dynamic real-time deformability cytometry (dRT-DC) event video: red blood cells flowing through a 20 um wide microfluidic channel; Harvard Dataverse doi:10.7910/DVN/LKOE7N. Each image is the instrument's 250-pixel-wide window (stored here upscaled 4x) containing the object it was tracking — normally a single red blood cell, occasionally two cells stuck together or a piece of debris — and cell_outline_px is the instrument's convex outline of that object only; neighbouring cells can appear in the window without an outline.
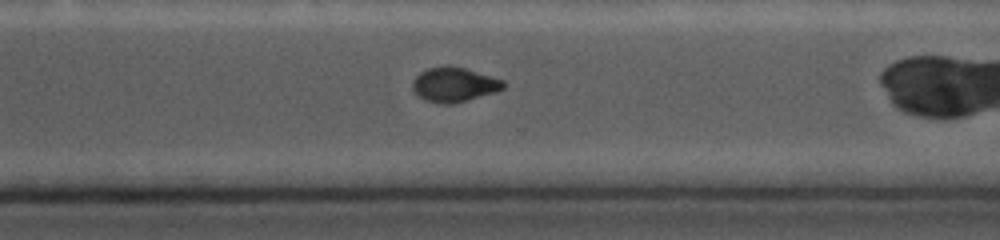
{"species": "common noctule bat (a hibernating species)", "species_latin": "Nyctalus noctula", "temperature_condition": "cold", "stored_images_in_passage": 25, "camera_frame_rate_fps": 5000, "um_per_image_px": 0.085, "animal": {"sex": "female", "body_mass_g": 19.0, "forearm_length_mm": 56.7}, "frame": {"image": 1, "passage_image": 18, "time_ms": 7.0, "image_size_px": [1000, 240], "cell_outline_px": [[504, 88], [496, 92], [468, 100], [452, 104], [436, 104], [424, 100], [412, 88], [412, 80], [420, 72], [428, 68], [448, 64], [464, 68], [492, 76], [504, 80]], "centroid_in_image_um": [38.59, 7.19], "position_along_channel_um": 332.0, "area_um2": 18.5}, "authors_computed_cell_mechanics": {"area_um2": 19.652, "velocity_mm_per_s": 3.8271, "shape_relaxation_time_tau1_ms": null, "shape_relaxation_time_tau2_ms": 1.292, "deformation_change_tau1": null, "deformation_change_tau2": 0.0363}}